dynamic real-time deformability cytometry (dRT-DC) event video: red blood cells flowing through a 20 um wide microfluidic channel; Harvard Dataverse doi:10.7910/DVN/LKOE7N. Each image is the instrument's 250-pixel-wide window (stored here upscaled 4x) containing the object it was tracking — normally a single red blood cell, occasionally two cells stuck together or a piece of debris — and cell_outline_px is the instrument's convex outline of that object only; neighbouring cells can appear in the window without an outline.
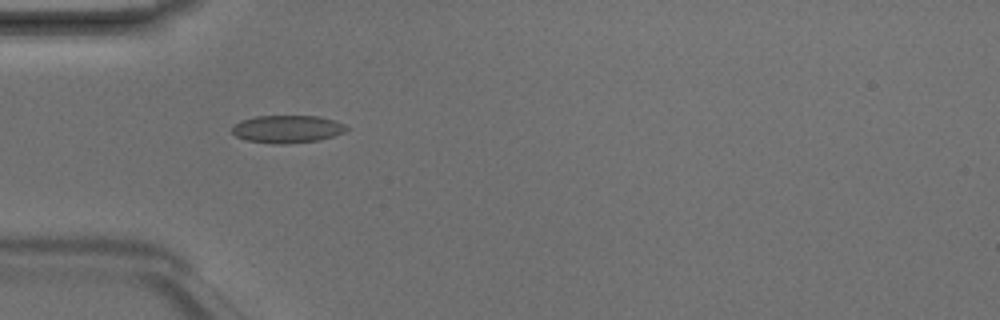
{"species": "Egyptian fruit bat (a non-hibernating species)", "species_latin": "Rousettus aegyptiacus", "temperature_condition": "room temperature", "stored_images_in_passage": 3, "camera_frame_rate_fps": 3000, "um_per_image_px": 0.085, "animal": {"sex": "male"}, "frame": {"image": 1, "passage_image": 1, "time_ms": 0.0, "image_size_px": [1000, 320], "cell_outline_px": [[348, 128], [344, 132], [320, 140], [280, 144], [272, 144], [244, 140], [236, 136], [232, 132], [232, 128], [240, 120], [256, 116], [320, 116], [344, 124]], "centroid_in_image_um": [24.38, 10.97], "position_along_channel_um": 60.6, "area_um2": 18.38}}